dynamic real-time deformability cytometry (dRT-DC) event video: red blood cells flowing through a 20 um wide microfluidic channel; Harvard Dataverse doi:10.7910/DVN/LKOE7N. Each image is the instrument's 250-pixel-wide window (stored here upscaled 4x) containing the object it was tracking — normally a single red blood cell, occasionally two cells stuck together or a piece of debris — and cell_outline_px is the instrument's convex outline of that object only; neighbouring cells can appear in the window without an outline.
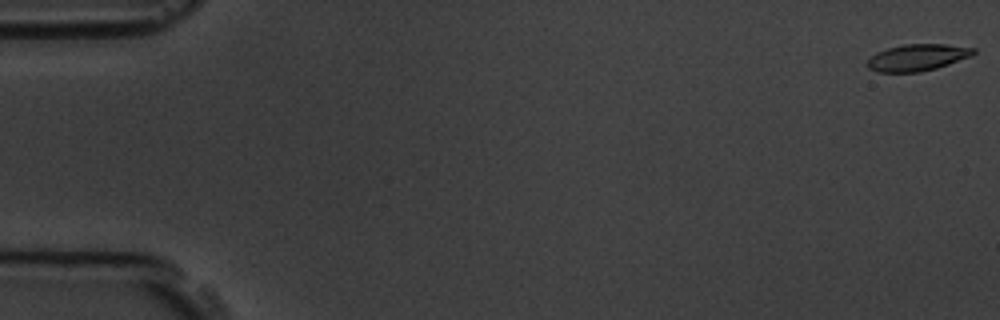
{"species": "common noctule bat (a hibernating species)", "species_latin": "Nyctalus noctula", "temperature_condition": "room temperature", "stored_images_in_passage": 5, "camera_frame_rate_fps": 3000, "um_per_image_px": 0.085, "animal": {"sex": "male", "body_mass_g": 19.5, "forearm_length_mm": 54.6}, "frame": {"image": 1, "passage_image": 1, "time_ms": 0.0, "image_size_px": [1000, 320], "cell_outline_px": [[976, 52], [972, 56], [936, 68], [920, 72], [876, 72], [868, 68], [864, 64], [876, 52], [888, 48], [904, 44], [944, 44], [976, 48]], "centroid_in_image_um": [77.96, 4.89], "position_along_channel_um": 7.0, "area_um2": 16.59}}
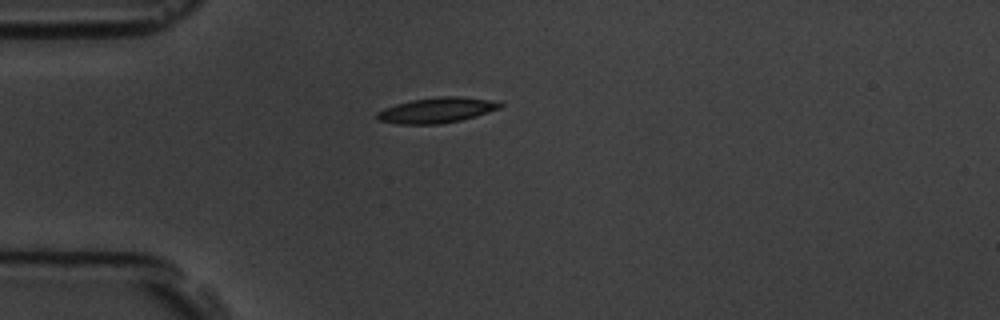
{"frame": {"image": 2, "passage_image": 5, "time_ms": 4.667, "image_size_px": [1000, 320], "cell_outline_px": [[504, 104], [500, 108], [476, 116], [460, 120], [440, 124], [396, 124], [376, 120], [376, 112], [384, 108], [396, 104], [412, 100], [440, 96], [460, 96], [492, 100]], "centroid_in_image_um": [37.09, 9.37], "position_along_channel_um": 47.9, "area_um2": 18.26}}